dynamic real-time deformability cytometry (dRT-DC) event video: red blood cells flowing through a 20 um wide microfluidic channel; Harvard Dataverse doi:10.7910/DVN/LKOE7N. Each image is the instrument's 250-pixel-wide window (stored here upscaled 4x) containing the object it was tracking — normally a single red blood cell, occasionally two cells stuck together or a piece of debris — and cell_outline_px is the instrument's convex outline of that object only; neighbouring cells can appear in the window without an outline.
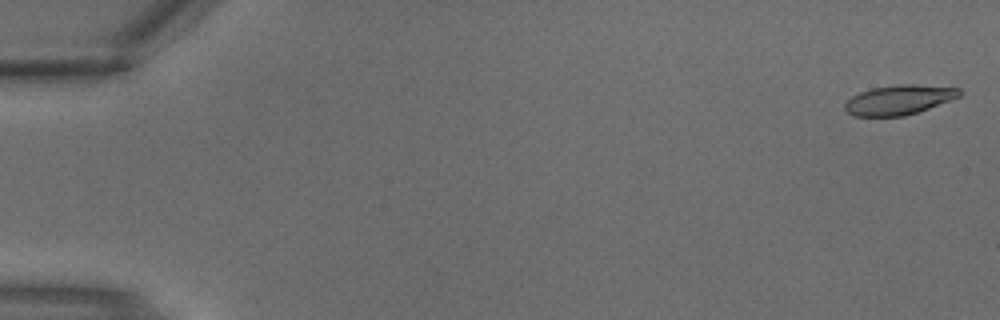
{"species": "common noctule bat (a hibernating species)", "species_latin": "Nyctalus noctula", "temperature_condition": "warm", "stored_images_in_passage": 4, "camera_frame_rate_fps": 3000, "um_per_image_px": 0.085, "animal": {"sex": "male", "body_mass_g": 18.8}, "frame": {"image": 1, "passage_image": 1, "time_ms": 0.0, "image_size_px": [1000, 320], "cell_outline_px": [[960, 96], [928, 108], [904, 116], [852, 116], [844, 108], [844, 104], [852, 96], [860, 92], [872, 88], [900, 84], [916, 84], [960, 88]], "centroid_in_image_um": [76.38, 8.48], "position_along_channel_um": 8.6, "area_um2": 19.59}}
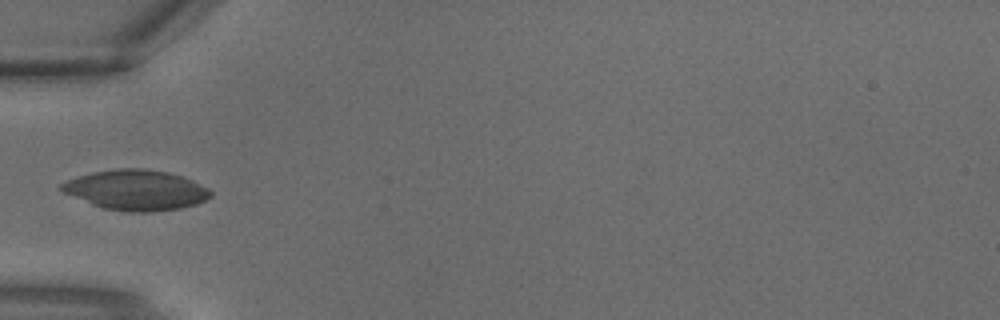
{"frame": {"image": 2, "passage_image": 4, "time_ms": 1.0, "image_size_px": [1000, 320], "cell_outline_px": [[212, 196], [196, 204], [180, 208], [148, 212], [128, 212], [104, 208], [92, 204], [64, 192], [60, 188], [60, 184], [68, 180], [92, 172], [116, 168], [144, 168], [168, 172], [184, 176], [208, 188], [212, 192]], "centroid_in_image_um": [11.6, 16.14], "position_along_channel_um": 73.4, "area_um2": 34.8}}